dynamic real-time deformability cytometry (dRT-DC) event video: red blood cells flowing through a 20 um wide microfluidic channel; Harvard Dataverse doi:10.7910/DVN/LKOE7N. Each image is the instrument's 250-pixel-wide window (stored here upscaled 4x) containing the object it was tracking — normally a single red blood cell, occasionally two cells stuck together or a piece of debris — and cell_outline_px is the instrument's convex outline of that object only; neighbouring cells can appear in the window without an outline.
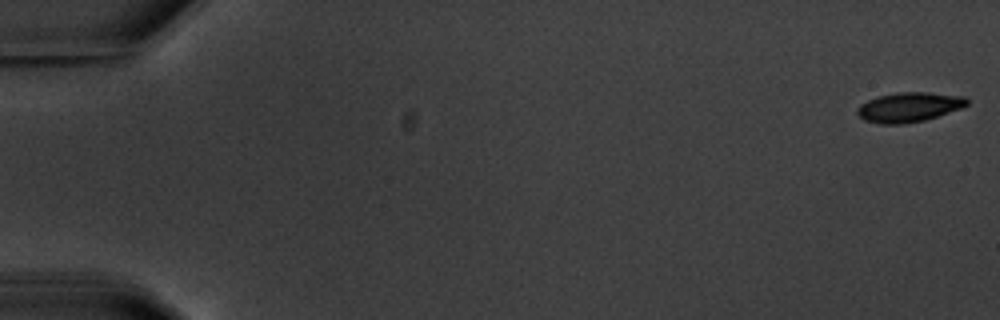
{"species": "common noctule bat (a hibernating species)", "species_latin": "Nyctalus noctula", "temperature_condition": "warm", "stored_images_in_passage": 7, "camera_frame_rate_fps": 3000, "um_per_image_px": 0.085, "animal": {"sex": "male", "body_mass_g": 20.1, "forearm_length_mm": 53.5}, "frame": {"image": 1, "passage_image": 1, "time_ms": 0.0, "image_size_px": [1000, 320], "cell_outline_px": [[968, 104], [960, 108], [924, 120], [904, 124], [880, 124], [864, 120], [856, 112], [856, 108], [860, 104], [868, 100], [880, 96], [896, 92], [928, 92], [964, 96], [968, 100]], "centroid_in_image_um": [77.24, 9.1], "position_along_channel_um": 7.8, "area_um2": 18.84}}
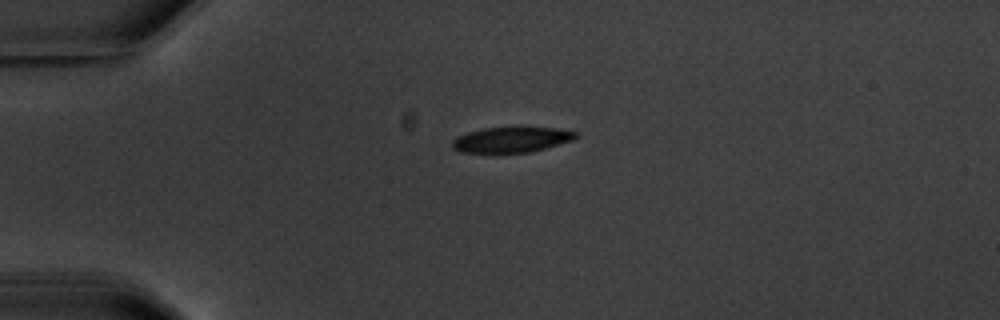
{"frame": {"image": 2, "passage_image": 5, "time_ms": 4.667, "image_size_px": [1000, 320], "cell_outline_px": [[580, 136], [572, 140], [544, 148], [528, 152], [460, 152], [452, 148], [452, 140], [468, 132], [484, 128], [516, 124], [524, 124], [556, 128], [580, 132]], "centroid_in_image_um": [43.55, 11.8], "position_along_channel_um": 41.5, "area_um2": 19.07}}
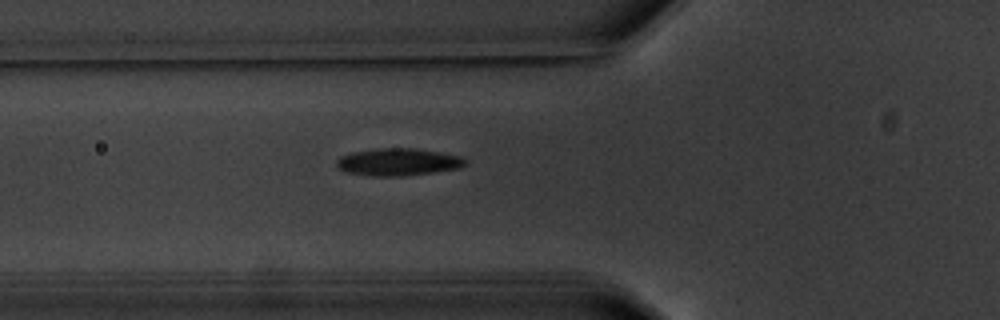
{"frame": {"image": 3, "passage_image": 7, "time_ms": 7.0, "image_size_px": [1000, 320], "cell_outline_px": [[468, 164], [460, 168], [432, 172], [400, 176], [372, 176], [348, 172], [340, 168], [336, 164], [336, 160], [340, 156], [352, 152], [380, 148], [412, 148], [460, 156], [468, 160]], "centroid_in_image_um": [33.85, 13.77], "position_along_channel_um": 91.9, "area_um2": 20.29}}